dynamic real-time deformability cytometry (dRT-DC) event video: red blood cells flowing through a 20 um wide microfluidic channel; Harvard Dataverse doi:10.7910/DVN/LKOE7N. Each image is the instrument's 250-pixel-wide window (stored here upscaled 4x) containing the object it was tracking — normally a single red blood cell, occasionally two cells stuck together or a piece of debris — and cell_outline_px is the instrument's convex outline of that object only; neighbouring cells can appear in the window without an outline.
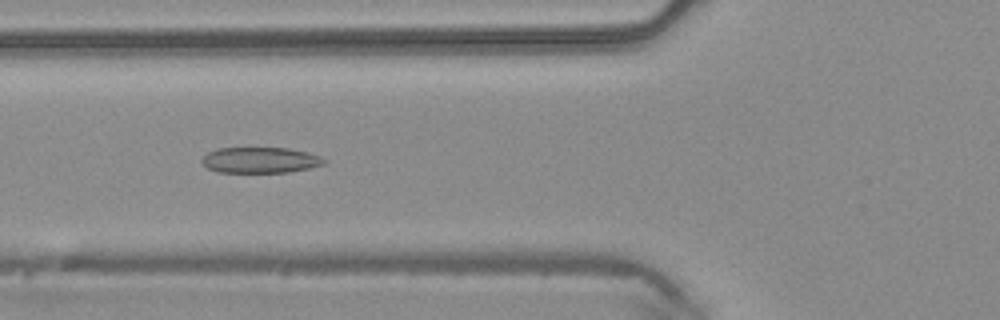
{"species": "common noctule bat (a hibernating species)", "species_latin": "Nyctalus noctula", "temperature_condition": "warm", "stored_images_in_passage": 41, "camera_frame_rate_fps": 3000, "um_per_image_px": 0.085, "animal": {"sex": "male", "body_mass_g": 20.4}, "frame": {"image": 1, "passage_image": 12, "time_ms": 3.667, "image_size_px": [1000, 320], "cell_outline_px": [[328, 160], [324, 164], [308, 168], [288, 172], [216, 172], [208, 168], [200, 160], [208, 152], [216, 148], [288, 148], [320, 156]], "centroid_in_image_um": [22.1, 13.61], "position_along_channel_um": 103.7, "area_um2": 18.26}}
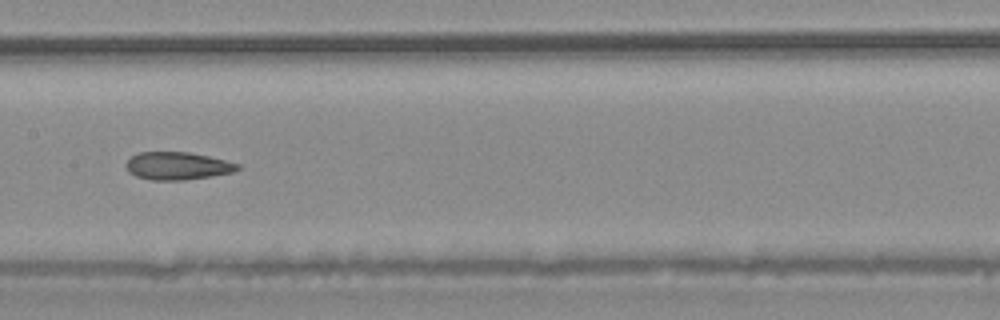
{"frame": {"image": 2, "passage_image": 18, "time_ms": 5.667, "image_size_px": [1000, 320], "cell_outline_px": [[240, 168], [232, 172], [212, 176], [184, 180], [152, 180], [136, 176], [128, 172], [124, 164], [136, 152], [188, 152], [208, 156], [240, 164]], "centroid_in_image_um": [15.05, 14.1], "position_along_channel_um": 192.3, "area_um2": 18.03}}
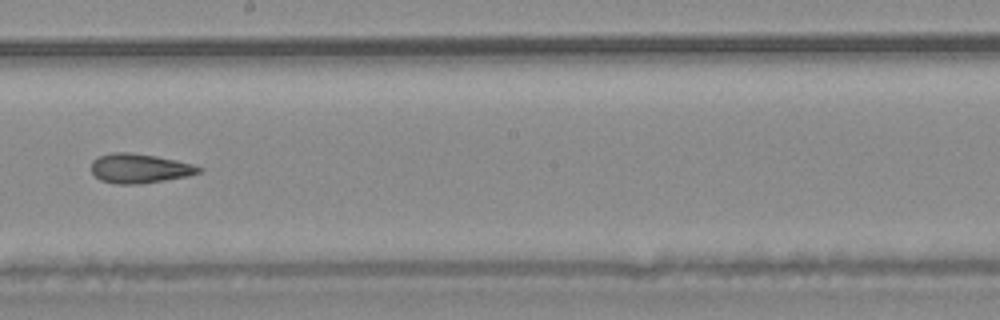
{"frame": {"image": 3, "passage_image": 21, "time_ms": 6.667, "image_size_px": [1000, 320], "cell_outline_px": [[204, 168], [200, 172], [188, 176], [140, 184], [116, 184], [100, 180], [92, 172], [92, 160], [100, 156], [112, 152], [128, 152], [156, 156], [176, 160], [192, 164]], "centroid_in_image_um": [11.86, 14.31], "position_along_channel_um": 236.3, "area_um2": 18.38}}